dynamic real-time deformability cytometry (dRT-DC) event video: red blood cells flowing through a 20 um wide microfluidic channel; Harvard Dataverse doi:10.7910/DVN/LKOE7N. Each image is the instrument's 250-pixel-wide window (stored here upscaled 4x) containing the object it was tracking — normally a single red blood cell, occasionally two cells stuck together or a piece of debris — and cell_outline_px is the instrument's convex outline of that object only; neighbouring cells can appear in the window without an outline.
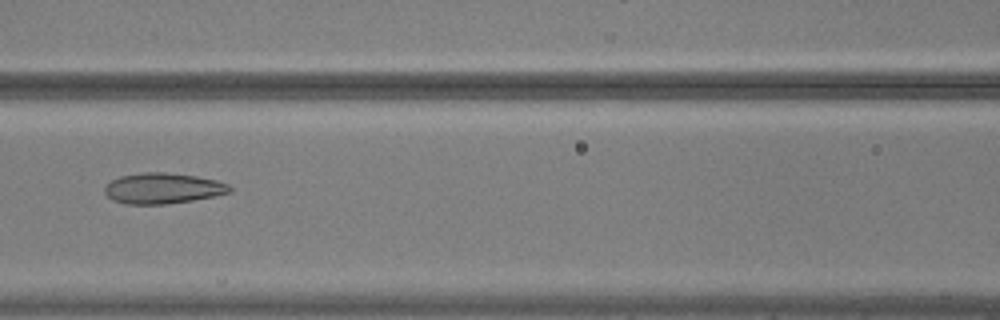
{"species": "common noctule bat (a hibernating species)", "species_latin": "Nyctalus noctula", "temperature_condition": "warm", "stored_images_in_passage": 42, "camera_frame_rate_fps": 3000, "um_per_image_px": 0.085, "animal": {"sex": "male", "body_mass_g": 20.5, "forearm_length_mm": 52.5}, "frame": {"image": 1, "passage_image": 13, "time_ms": 4.0, "image_size_px": [1000, 320], "cell_outline_px": [[232, 192], [192, 200], [164, 204], [124, 204], [112, 200], [104, 192], [104, 188], [112, 180], [120, 176], [144, 172], [164, 172], [196, 176], [216, 180], [228, 184], [232, 188]], "centroid_in_image_um": [13.83, 16.01], "position_along_channel_um": 152.8, "area_um2": 22.25}}
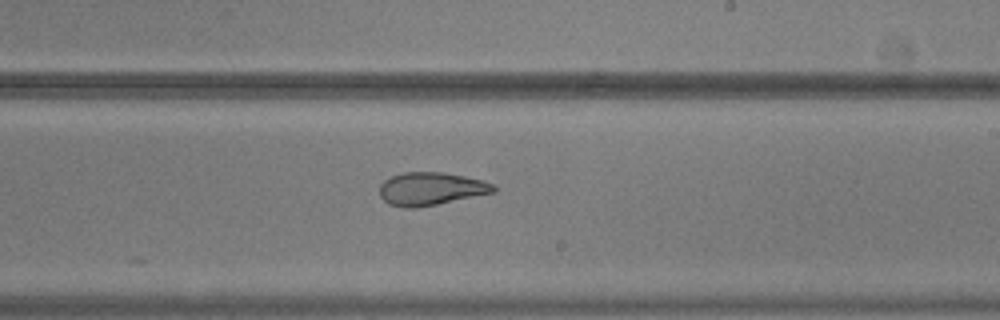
{"frame": {"image": 2, "passage_image": 21, "time_ms": 6.667, "image_size_px": [1000, 320], "cell_outline_px": [[496, 192], [416, 208], [404, 208], [388, 204], [380, 196], [380, 184], [384, 180], [392, 176], [404, 172], [444, 172], [464, 176], [480, 180], [492, 184], [496, 188]], "centroid_in_image_um": [36.6, 16.05], "position_along_channel_um": 252.4, "area_um2": 21.79}}
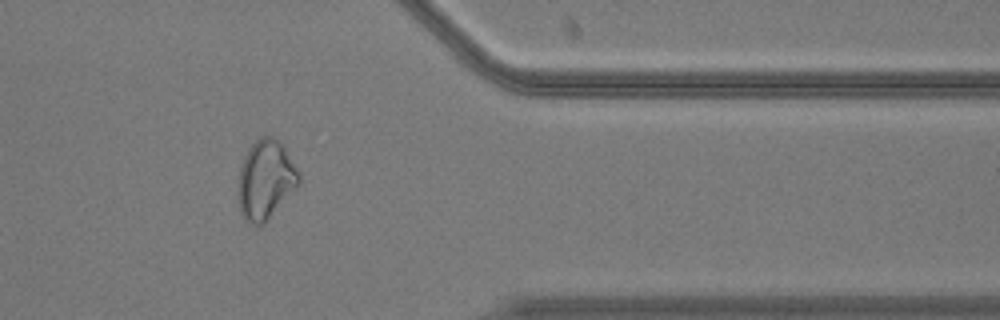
{"frame": {"image": 3, "passage_image": 33, "time_ms": 10.667, "image_size_px": [1000, 320], "cell_outline_px": [[300, 184], [264, 224], [252, 224], [244, 220], [240, 212], [236, 192], [236, 184], [240, 168], [244, 156], [248, 148], [260, 136], [272, 136], [284, 148], [300, 176]], "centroid_in_image_um": [22.52, 15.31], "position_along_channel_um": 388.9, "area_um2": 28.09}, "authors_computed_cell_mechanics": {"area_um2": 24.3627, "velocity_mm_per_s": 3.7366, "shape_relaxation_time_tau1_ms": null, "shape_relaxation_time_tau2_ms": 2.3113, "deformation_change_tau1": null, "deformation_change_tau2": 0.0938}}